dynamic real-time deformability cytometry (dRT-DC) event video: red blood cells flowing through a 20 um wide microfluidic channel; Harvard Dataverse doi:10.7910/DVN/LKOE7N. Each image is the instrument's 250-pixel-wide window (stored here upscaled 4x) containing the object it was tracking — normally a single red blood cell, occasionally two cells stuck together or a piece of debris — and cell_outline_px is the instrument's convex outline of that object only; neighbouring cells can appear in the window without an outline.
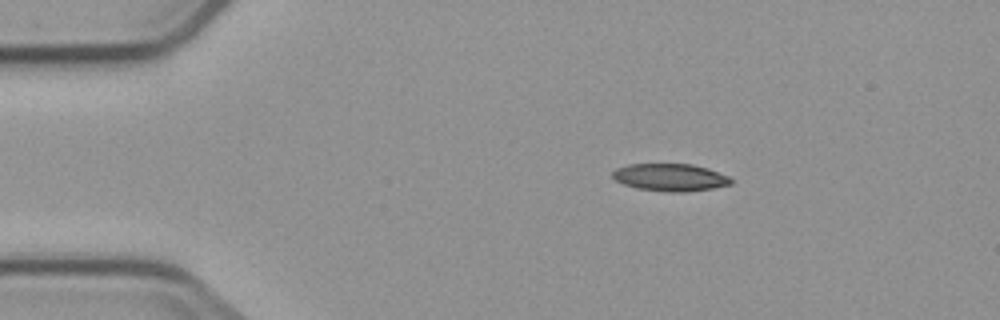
{"species": "common noctule bat (a hibernating species)", "species_latin": "Nyctalus noctula", "temperature_condition": "cold", "stored_images_in_passage": 2, "camera_frame_rate_fps": 3000, "um_per_image_px": 0.085, "animal": {"sex": "male", "body_mass_g": 23.1, "forearm_length_mm": 52.7}, "frame": {"image": 1, "passage_image": 1, "time_ms": 0.0, "image_size_px": [1000, 320], "cell_outline_px": [[732, 184], [712, 188], [684, 192], [668, 192], [636, 188], [624, 184], [616, 180], [612, 176], [612, 172], [616, 168], [628, 164], [692, 164], [708, 168], [728, 176], [732, 180]], "centroid_in_image_um": [56.96, 15.07], "position_along_channel_um": 28.0, "area_um2": 18.9}}